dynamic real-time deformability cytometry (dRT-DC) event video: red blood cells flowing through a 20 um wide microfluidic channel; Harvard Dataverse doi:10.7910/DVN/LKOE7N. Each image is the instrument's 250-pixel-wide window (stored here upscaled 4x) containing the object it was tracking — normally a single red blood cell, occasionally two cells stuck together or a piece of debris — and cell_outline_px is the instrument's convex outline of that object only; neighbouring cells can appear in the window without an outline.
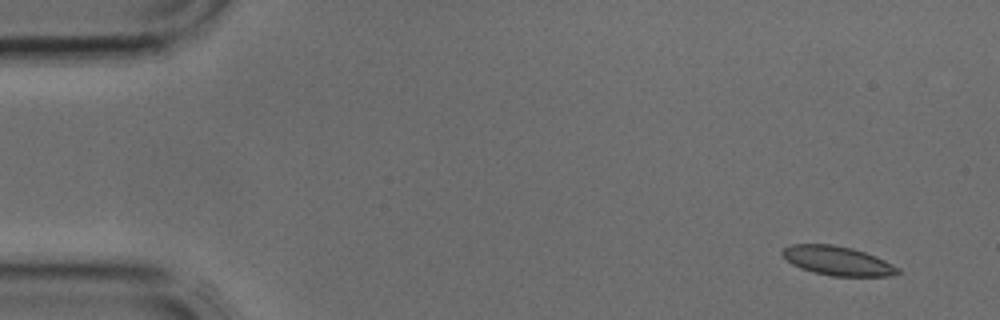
{"species": "common noctule bat (a hibernating species)", "species_latin": "Nyctalus noctula", "temperature_condition": "cold", "stored_images_in_passage": 3, "camera_frame_rate_fps": 3000, "um_per_image_px": 0.085, "animal": {"sex": "male", "body_mass_g": 17.9, "forearm_length_mm": 54.2}, "frame": {"image": 1, "passage_image": 1, "time_ms": 0.0, "image_size_px": [1000, 320], "cell_outline_px": [[900, 272], [888, 276], [832, 276], [800, 268], [792, 264], [780, 252], [784, 248], [792, 244], [832, 244], [852, 248], [876, 256], [900, 268]], "centroid_in_image_um": [71.19, 22.16], "position_along_channel_um": 13.8, "area_um2": 19.42}}